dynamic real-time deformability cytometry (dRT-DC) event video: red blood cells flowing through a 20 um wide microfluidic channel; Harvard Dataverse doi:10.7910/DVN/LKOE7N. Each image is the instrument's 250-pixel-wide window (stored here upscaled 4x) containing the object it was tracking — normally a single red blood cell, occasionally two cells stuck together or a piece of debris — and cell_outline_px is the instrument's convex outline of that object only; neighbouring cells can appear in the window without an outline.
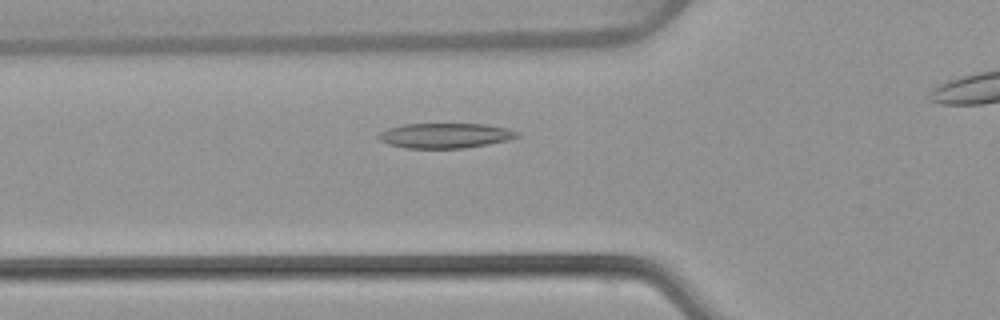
{"species": "common noctule bat (a hibernating species)", "species_latin": "Nyctalus noctula", "temperature_condition": "warm", "stored_images_in_passage": 38, "camera_frame_rate_fps": 3000, "um_per_image_px": 0.085, "animal": {"sex": "female", "body_mass_g": 22.7, "forearm_length_mm": 54.2}, "frame": {"image": 1, "passage_image": 13, "time_ms": 4.0, "image_size_px": [1000, 320], "cell_outline_px": [[520, 136], [508, 140], [488, 144], [464, 148], [404, 148], [388, 144], [380, 140], [376, 136], [380, 132], [388, 128], [404, 124], [484, 124], [508, 128], [520, 132]], "centroid_in_image_um": [37.85, 11.52], "position_along_channel_um": 88.0, "area_um2": 20.29}}
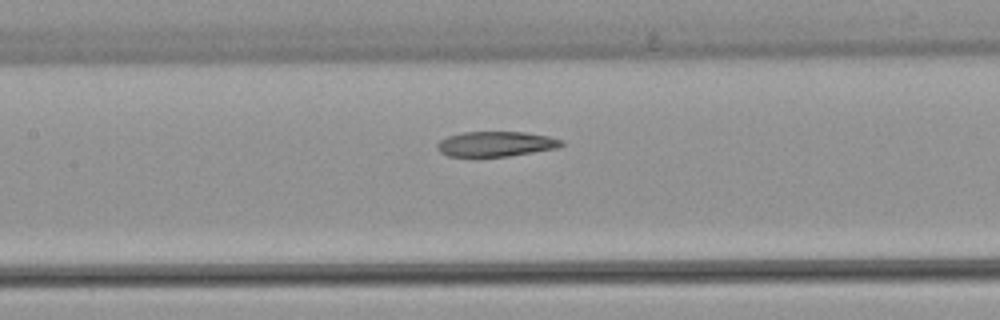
{"frame": {"image": 2, "passage_image": 19, "time_ms": 6.0, "image_size_px": [1000, 320], "cell_outline_px": [[564, 144], [560, 148], [508, 156], [476, 160], [448, 156], [440, 152], [436, 148], [436, 144], [440, 140], [448, 136], [464, 132], [524, 132], [548, 136], [564, 140]], "centroid_in_image_um": [42.1, 12.29], "position_along_channel_um": 165.3, "area_um2": 19.07}}
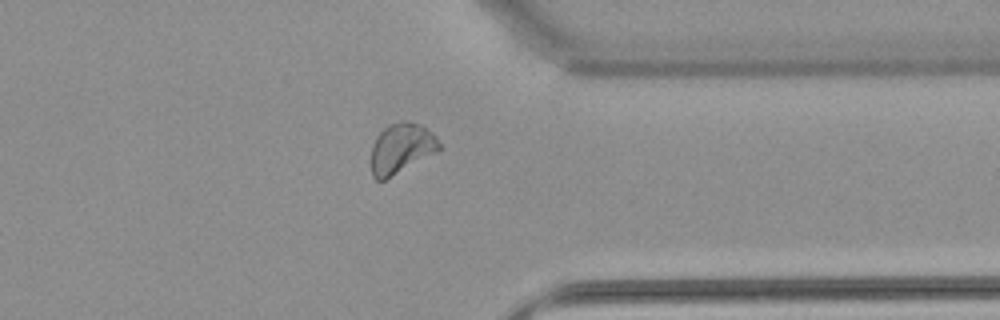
{"frame": {"image": 3, "passage_image": 36, "time_ms": 11.667, "image_size_px": [1000, 320], "cell_outline_px": [[440, 148], [436, 152], [384, 180], [376, 180], [372, 176], [372, 144], [376, 136], [388, 124], [400, 120], [408, 120], [420, 124], [432, 132], [436, 136], [440, 144]], "centroid_in_image_um": [34.1, 12.57], "position_along_channel_um": 377.3, "area_um2": 19.83}}